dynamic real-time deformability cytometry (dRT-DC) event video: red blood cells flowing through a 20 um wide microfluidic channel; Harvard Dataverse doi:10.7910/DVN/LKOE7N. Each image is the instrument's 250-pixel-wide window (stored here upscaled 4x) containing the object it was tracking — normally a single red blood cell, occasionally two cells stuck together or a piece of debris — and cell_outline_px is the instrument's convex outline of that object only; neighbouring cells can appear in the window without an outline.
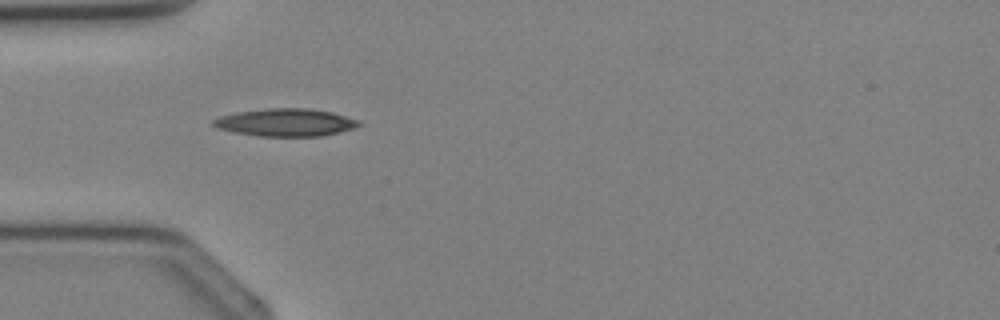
{"species": "Egyptian fruit bat (a non-hibernating species)", "species_latin": "Rousettus aegyptiacus", "temperature_condition": "cold", "stored_images_in_passage": 2, "camera_frame_rate_fps": 3000, "um_per_image_px": 0.085, "animal": {"sex": "female"}, "frame": {"image": 1, "passage_image": 1, "time_ms": 0.0, "image_size_px": [1000, 320], "cell_outline_px": [[364, 124], [340, 132], [320, 136], [260, 136], [232, 132], [216, 128], [212, 124], [212, 120], [220, 116], [236, 112], [268, 108], [308, 108], [332, 112], [360, 120]], "centroid_in_image_um": [24.28, 10.4], "position_along_channel_um": 60.7, "area_um2": 23.58}}
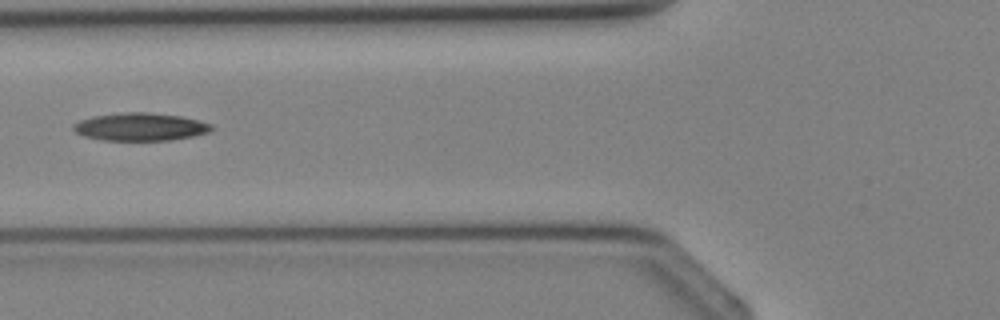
{"frame": {"image": 2, "passage_image": 2, "time_ms": 1.0, "image_size_px": [1000, 320], "cell_outline_px": [[216, 128], [208, 132], [192, 136], [168, 140], [104, 140], [84, 136], [76, 132], [72, 128], [72, 124], [80, 120], [92, 116], [124, 112], [148, 112], [180, 116], [212, 124]], "centroid_in_image_um": [11.91, 10.77], "position_along_channel_um": 113.9, "area_um2": 22.31}}